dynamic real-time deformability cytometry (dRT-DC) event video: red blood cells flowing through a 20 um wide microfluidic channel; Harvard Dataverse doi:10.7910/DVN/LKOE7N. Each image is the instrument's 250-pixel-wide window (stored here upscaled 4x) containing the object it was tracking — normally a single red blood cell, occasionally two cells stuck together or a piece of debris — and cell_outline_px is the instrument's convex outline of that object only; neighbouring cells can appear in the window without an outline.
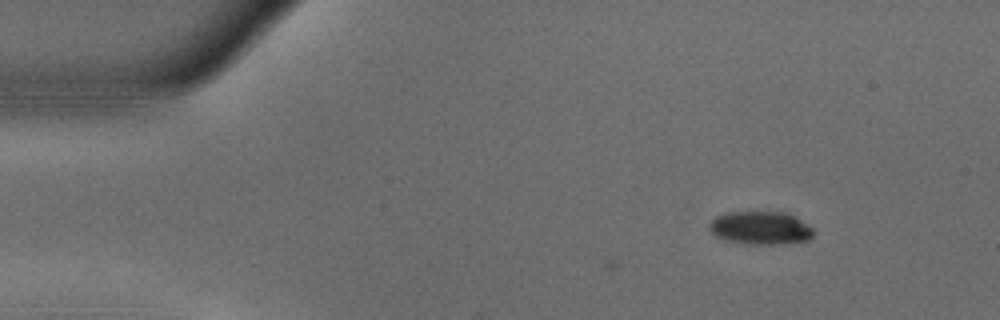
{"species": "common noctule bat (a hibernating species)", "species_latin": "Nyctalus noctula", "temperature_condition": "warm", "stored_images_in_passage": 3, "camera_frame_rate_fps": 3000, "um_per_image_px": 0.085, "animal": {"sex": "male", "body_mass_g": 18.8}, "frame": {"image": 1, "passage_image": 1, "time_ms": 0.0, "image_size_px": [1000, 320], "cell_outline_px": [[812, 236], [808, 240], [788, 244], [748, 244], [724, 240], [716, 236], [708, 228], [708, 224], [716, 216], [728, 212], [784, 212], [808, 224], [812, 228]], "centroid_in_image_um": [64.62, 19.39], "position_along_channel_um": 20.4, "area_um2": 20.11}}